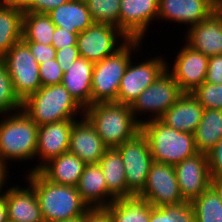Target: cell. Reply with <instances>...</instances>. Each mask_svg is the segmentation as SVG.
I'll use <instances>...</instances> for the list:
<instances>
[{
    "mask_svg": "<svg viewBox=\"0 0 222 222\" xmlns=\"http://www.w3.org/2000/svg\"><path fill=\"white\" fill-rule=\"evenodd\" d=\"M186 44L210 57L222 54V15L213 12L202 22L189 27Z\"/></svg>",
    "mask_w": 222,
    "mask_h": 222,
    "instance_id": "cell-19",
    "label": "cell"
},
{
    "mask_svg": "<svg viewBox=\"0 0 222 222\" xmlns=\"http://www.w3.org/2000/svg\"><path fill=\"white\" fill-rule=\"evenodd\" d=\"M0 222H8L7 205L3 191H0Z\"/></svg>",
    "mask_w": 222,
    "mask_h": 222,
    "instance_id": "cell-44",
    "label": "cell"
},
{
    "mask_svg": "<svg viewBox=\"0 0 222 222\" xmlns=\"http://www.w3.org/2000/svg\"><path fill=\"white\" fill-rule=\"evenodd\" d=\"M79 33H72L70 30L55 27V32L52 38V46L56 49H62L67 46H76L77 35Z\"/></svg>",
    "mask_w": 222,
    "mask_h": 222,
    "instance_id": "cell-39",
    "label": "cell"
},
{
    "mask_svg": "<svg viewBox=\"0 0 222 222\" xmlns=\"http://www.w3.org/2000/svg\"><path fill=\"white\" fill-rule=\"evenodd\" d=\"M167 63V69L158 77V79L149 85L130 106L135 120L142 125L144 120L136 117L141 113H149V120L160 119L163 114L176 102L184 93L179 84L169 73L170 65ZM140 112V113H139Z\"/></svg>",
    "mask_w": 222,
    "mask_h": 222,
    "instance_id": "cell-9",
    "label": "cell"
},
{
    "mask_svg": "<svg viewBox=\"0 0 222 222\" xmlns=\"http://www.w3.org/2000/svg\"><path fill=\"white\" fill-rule=\"evenodd\" d=\"M85 165L78 156L66 152L50 159L38 171L52 183L77 187Z\"/></svg>",
    "mask_w": 222,
    "mask_h": 222,
    "instance_id": "cell-24",
    "label": "cell"
},
{
    "mask_svg": "<svg viewBox=\"0 0 222 222\" xmlns=\"http://www.w3.org/2000/svg\"><path fill=\"white\" fill-rule=\"evenodd\" d=\"M106 149L96 129L85 116L74 121L68 152L78 156L85 164H98Z\"/></svg>",
    "mask_w": 222,
    "mask_h": 222,
    "instance_id": "cell-17",
    "label": "cell"
},
{
    "mask_svg": "<svg viewBox=\"0 0 222 222\" xmlns=\"http://www.w3.org/2000/svg\"><path fill=\"white\" fill-rule=\"evenodd\" d=\"M211 187L218 194L219 199L222 202V178H213V179H211Z\"/></svg>",
    "mask_w": 222,
    "mask_h": 222,
    "instance_id": "cell-45",
    "label": "cell"
},
{
    "mask_svg": "<svg viewBox=\"0 0 222 222\" xmlns=\"http://www.w3.org/2000/svg\"><path fill=\"white\" fill-rule=\"evenodd\" d=\"M205 81L213 84H222V54L209 57Z\"/></svg>",
    "mask_w": 222,
    "mask_h": 222,
    "instance_id": "cell-41",
    "label": "cell"
},
{
    "mask_svg": "<svg viewBox=\"0 0 222 222\" xmlns=\"http://www.w3.org/2000/svg\"><path fill=\"white\" fill-rule=\"evenodd\" d=\"M23 12L20 7L0 4V59L22 40Z\"/></svg>",
    "mask_w": 222,
    "mask_h": 222,
    "instance_id": "cell-27",
    "label": "cell"
},
{
    "mask_svg": "<svg viewBox=\"0 0 222 222\" xmlns=\"http://www.w3.org/2000/svg\"><path fill=\"white\" fill-rule=\"evenodd\" d=\"M214 12L222 15V0H213Z\"/></svg>",
    "mask_w": 222,
    "mask_h": 222,
    "instance_id": "cell-48",
    "label": "cell"
},
{
    "mask_svg": "<svg viewBox=\"0 0 222 222\" xmlns=\"http://www.w3.org/2000/svg\"><path fill=\"white\" fill-rule=\"evenodd\" d=\"M209 57L189 45L182 46L169 72L184 93H191L207 75Z\"/></svg>",
    "mask_w": 222,
    "mask_h": 222,
    "instance_id": "cell-14",
    "label": "cell"
},
{
    "mask_svg": "<svg viewBox=\"0 0 222 222\" xmlns=\"http://www.w3.org/2000/svg\"><path fill=\"white\" fill-rule=\"evenodd\" d=\"M55 222H83V217L73 218L69 220L55 221Z\"/></svg>",
    "mask_w": 222,
    "mask_h": 222,
    "instance_id": "cell-49",
    "label": "cell"
},
{
    "mask_svg": "<svg viewBox=\"0 0 222 222\" xmlns=\"http://www.w3.org/2000/svg\"><path fill=\"white\" fill-rule=\"evenodd\" d=\"M183 200L191 202L211 186L207 153L198 152L174 165Z\"/></svg>",
    "mask_w": 222,
    "mask_h": 222,
    "instance_id": "cell-13",
    "label": "cell"
},
{
    "mask_svg": "<svg viewBox=\"0 0 222 222\" xmlns=\"http://www.w3.org/2000/svg\"><path fill=\"white\" fill-rule=\"evenodd\" d=\"M5 117L0 120V164L7 170V160L35 159L38 126L22 109Z\"/></svg>",
    "mask_w": 222,
    "mask_h": 222,
    "instance_id": "cell-4",
    "label": "cell"
},
{
    "mask_svg": "<svg viewBox=\"0 0 222 222\" xmlns=\"http://www.w3.org/2000/svg\"><path fill=\"white\" fill-rule=\"evenodd\" d=\"M94 23L110 24L119 29L121 0H85Z\"/></svg>",
    "mask_w": 222,
    "mask_h": 222,
    "instance_id": "cell-33",
    "label": "cell"
},
{
    "mask_svg": "<svg viewBox=\"0 0 222 222\" xmlns=\"http://www.w3.org/2000/svg\"><path fill=\"white\" fill-rule=\"evenodd\" d=\"M81 199L90 209L105 208L115 198L108 192L99 164H86L77 185Z\"/></svg>",
    "mask_w": 222,
    "mask_h": 222,
    "instance_id": "cell-22",
    "label": "cell"
},
{
    "mask_svg": "<svg viewBox=\"0 0 222 222\" xmlns=\"http://www.w3.org/2000/svg\"><path fill=\"white\" fill-rule=\"evenodd\" d=\"M213 12V0H159L157 19L192 26Z\"/></svg>",
    "mask_w": 222,
    "mask_h": 222,
    "instance_id": "cell-18",
    "label": "cell"
},
{
    "mask_svg": "<svg viewBox=\"0 0 222 222\" xmlns=\"http://www.w3.org/2000/svg\"><path fill=\"white\" fill-rule=\"evenodd\" d=\"M153 206L137 196L115 199L104 209L112 222H149L150 210Z\"/></svg>",
    "mask_w": 222,
    "mask_h": 222,
    "instance_id": "cell-29",
    "label": "cell"
},
{
    "mask_svg": "<svg viewBox=\"0 0 222 222\" xmlns=\"http://www.w3.org/2000/svg\"><path fill=\"white\" fill-rule=\"evenodd\" d=\"M149 222H196L191 202L152 207Z\"/></svg>",
    "mask_w": 222,
    "mask_h": 222,
    "instance_id": "cell-32",
    "label": "cell"
},
{
    "mask_svg": "<svg viewBox=\"0 0 222 222\" xmlns=\"http://www.w3.org/2000/svg\"><path fill=\"white\" fill-rule=\"evenodd\" d=\"M69 0H31L24 8V11L36 13H49L51 10L67 3Z\"/></svg>",
    "mask_w": 222,
    "mask_h": 222,
    "instance_id": "cell-42",
    "label": "cell"
},
{
    "mask_svg": "<svg viewBox=\"0 0 222 222\" xmlns=\"http://www.w3.org/2000/svg\"><path fill=\"white\" fill-rule=\"evenodd\" d=\"M12 80L15 94L23 102L41 88L39 63L21 40L15 43L1 58Z\"/></svg>",
    "mask_w": 222,
    "mask_h": 222,
    "instance_id": "cell-8",
    "label": "cell"
},
{
    "mask_svg": "<svg viewBox=\"0 0 222 222\" xmlns=\"http://www.w3.org/2000/svg\"><path fill=\"white\" fill-rule=\"evenodd\" d=\"M8 170H6L1 164H0V191L3 190V186H5L6 183V177L8 176L7 174L9 172H7Z\"/></svg>",
    "mask_w": 222,
    "mask_h": 222,
    "instance_id": "cell-47",
    "label": "cell"
},
{
    "mask_svg": "<svg viewBox=\"0 0 222 222\" xmlns=\"http://www.w3.org/2000/svg\"><path fill=\"white\" fill-rule=\"evenodd\" d=\"M30 49L35 60L41 64L55 59L56 49L52 45H44L37 42H24Z\"/></svg>",
    "mask_w": 222,
    "mask_h": 222,
    "instance_id": "cell-38",
    "label": "cell"
},
{
    "mask_svg": "<svg viewBox=\"0 0 222 222\" xmlns=\"http://www.w3.org/2000/svg\"><path fill=\"white\" fill-rule=\"evenodd\" d=\"M83 222H112V220L104 208H94L83 216Z\"/></svg>",
    "mask_w": 222,
    "mask_h": 222,
    "instance_id": "cell-43",
    "label": "cell"
},
{
    "mask_svg": "<svg viewBox=\"0 0 222 222\" xmlns=\"http://www.w3.org/2000/svg\"><path fill=\"white\" fill-rule=\"evenodd\" d=\"M191 94L204 109L222 110V84L204 81Z\"/></svg>",
    "mask_w": 222,
    "mask_h": 222,
    "instance_id": "cell-35",
    "label": "cell"
},
{
    "mask_svg": "<svg viewBox=\"0 0 222 222\" xmlns=\"http://www.w3.org/2000/svg\"><path fill=\"white\" fill-rule=\"evenodd\" d=\"M106 180L108 192L115 199L127 198L125 165L116 148H107L98 162Z\"/></svg>",
    "mask_w": 222,
    "mask_h": 222,
    "instance_id": "cell-26",
    "label": "cell"
},
{
    "mask_svg": "<svg viewBox=\"0 0 222 222\" xmlns=\"http://www.w3.org/2000/svg\"><path fill=\"white\" fill-rule=\"evenodd\" d=\"M140 39H128L114 54L94 64L91 86V104L117 102L118 90L124 72L134 57L131 53L141 48ZM133 50V51H132Z\"/></svg>",
    "mask_w": 222,
    "mask_h": 222,
    "instance_id": "cell-6",
    "label": "cell"
},
{
    "mask_svg": "<svg viewBox=\"0 0 222 222\" xmlns=\"http://www.w3.org/2000/svg\"><path fill=\"white\" fill-rule=\"evenodd\" d=\"M141 132L148 140L155 162L175 165L198 153L192 133L177 131L160 119L145 120Z\"/></svg>",
    "mask_w": 222,
    "mask_h": 222,
    "instance_id": "cell-5",
    "label": "cell"
},
{
    "mask_svg": "<svg viewBox=\"0 0 222 222\" xmlns=\"http://www.w3.org/2000/svg\"><path fill=\"white\" fill-rule=\"evenodd\" d=\"M56 27L80 33L94 24L85 0H69L47 13Z\"/></svg>",
    "mask_w": 222,
    "mask_h": 222,
    "instance_id": "cell-25",
    "label": "cell"
},
{
    "mask_svg": "<svg viewBox=\"0 0 222 222\" xmlns=\"http://www.w3.org/2000/svg\"><path fill=\"white\" fill-rule=\"evenodd\" d=\"M84 116L107 148H117L141 131L131 107L118 102L91 104L84 109Z\"/></svg>",
    "mask_w": 222,
    "mask_h": 222,
    "instance_id": "cell-2",
    "label": "cell"
},
{
    "mask_svg": "<svg viewBox=\"0 0 222 222\" xmlns=\"http://www.w3.org/2000/svg\"><path fill=\"white\" fill-rule=\"evenodd\" d=\"M125 165L127 198L138 196L144 189L154 162L146 136L140 131L116 148Z\"/></svg>",
    "mask_w": 222,
    "mask_h": 222,
    "instance_id": "cell-7",
    "label": "cell"
},
{
    "mask_svg": "<svg viewBox=\"0 0 222 222\" xmlns=\"http://www.w3.org/2000/svg\"><path fill=\"white\" fill-rule=\"evenodd\" d=\"M165 60L159 56L139 64L130 60L121 79L117 102L131 106L137 97L167 69Z\"/></svg>",
    "mask_w": 222,
    "mask_h": 222,
    "instance_id": "cell-12",
    "label": "cell"
},
{
    "mask_svg": "<svg viewBox=\"0 0 222 222\" xmlns=\"http://www.w3.org/2000/svg\"><path fill=\"white\" fill-rule=\"evenodd\" d=\"M204 108L191 93H183L160 120L177 131L194 133Z\"/></svg>",
    "mask_w": 222,
    "mask_h": 222,
    "instance_id": "cell-21",
    "label": "cell"
},
{
    "mask_svg": "<svg viewBox=\"0 0 222 222\" xmlns=\"http://www.w3.org/2000/svg\"><path fill=\"white\" fill-rule=\"evenodd\" d=\"M31 0H2L3 4L24 8Z\"/></svg>",
    "mask_w": 222,
    "mask_h": 222,
    "instance_id": "cell-46",
    "label": "cell"
},
{
    "mask_svg": "<svg viewBox=\"0 0 222 222\" xmlns=\"http://www.w3.org/2000/svg\"><path fill=\"white\" fill-rule=\"evenodd\" d=\"M193 135L197 151L208 153L222 138V110L204 109Z\"/></svg>",
    "mask_w": 222,
    "mask_h": 222,
    "instance_id": "cell-28",
    "label": "cell"
},
{
    "mask_svg": "<svg viewBox=\"0 0 222 222\" xmlns=\"http://www.w3.org/2000/svg\"><path fill=\"white\" fill-rule=\"evenodd\" d=\"M20 109H22V101L15 94L7 68L0 59V115H7Z\"/></svg>",
    "mask_w": 222,
    "mask_h": 222,
    "instance_id": "cell-34",
    "label": "cell"
},
{
    "mask_svg": "<svg viewBox=\"0 0 222 222\" xmlns=\"http://www.w3.org/2000/svg\"><path fill=\"white\" fill-rule=\"evenodd\" d=\"M27 177L36 193L44 222L83 217L90 210L77 187L52 183L39 171L29 172Z\"/></svg>",
    "mask_w": 222,
    "mask_h": 222,
    "instance_id": "cell-1",
    "label": "cell"
},
{
    "mask_svg": "<svg viewBox=\"0 0 222 222\" xmlns=\"http://www.w3.org/2000/svg\"><path fill=\"white\" fill-rule=\"evenodd\" d=\"M6 191V192H5ZM8 222H44L36 193L31 185L4 190Z\"/></svg>",
    "mask_w": 222,
    "mask_h": 222,
    "instance_id": "cell-20",
    "label": "cell"
},
{
    "mask_svg": "<svg viewBox=\"0 0 222 222\" xmlns=\"http://www.w3.org/2000/svg\"><path fill=\"white\" fill-rule=\"evenodd\" d=\"M191 204L196 222H222V202L211 186Z\"/></svg>",
    "mask_w": 222,
    "mask_h": 222,
    "instance_id": "cell-31",
    "label": "cell"
},
{
    "mask_svg": "<svg viewBox=\"0 0 222 222\" xmlns=\"http://www.w3.org/2000/svg\"><path fill=\"white\" fill-rule=\"evenodd\" d=\"M80 57L77 46H67L62 49L56 50L55 59L65 72L71 66V64Z\"/></svg>",
    "mask_w": 222,
    "mask_h": 222,
    "instance_id": "cell-40",
    "label": "cell"
},
{
    "mask_svg": "<svg viewBox=\"0 0 222 222\" xmlns=\"http://www.w3.org/2000/svg\"><path fill=\"white\" fill-rule=\"evenodd\" d=\"M153 207L184 203L174 165L153 162L143 191L137 196Z\"/></svg>",
    "mask_w": 222,
    "mask_h": 222,
    "instance_id": "cell-11",
    "label": "cell"
},
{
    "mask_svg": "<svg viewBox=\"0 0 222 222\" xmlns=\"http://www.w3.org/2000/svg\"><path fill=\"white\" fill-rule=\"evenodd\" d=\"M94 62L77 58L64 72L61 84L83 108L91 105V86Z\"/></svg>",
    "mask_w": 222,
    "mask_h": 222,
    "instance_id": "cell-23",
    "label": "cell"
},
{
    "mask_svg": "<svg viewBox=\"0 0 222 222\" xmlns=\"http://www.w3.org/2000/svg\"><path fill=\"white\" fill-rule=\"evenodd\" d=\"M77 119H67L50 124L38 126L36 156L41 162L32 171H38L50 159L68 152L70 132L74 121Z\"/></svg>",
    "mask_w": 222,
    "mask_h": 222,
    "instance_id": "cell-16",
    "label": "cell"
},
{
    "mask_svg": "<svg viewBox=\"0 0 222 222\" xmlns=\"http://www.w3.org/2000/svg\"><path fill=\"white\" fill-rule=\"evenodd\" d=\"M64 72L56 59L39 64V77L41 86L61 84Z\"/></svg>",
    "mask_w": 222,
    "mask_h": 222,
    "instance_id": "cell-36",
    "label": "cell"
},
{
    "mask_svg": "<svg viewBox=\"0 0 222 222\" xmlns=\"http://www.w3.org/2000/svg\"><path fill=\"white\" fill-rule=\"evenodd\" d=\"M158 4L159 0H121L119 29L128 39L144 40L147 27L157 20Z\"/></svg>",
    "mask_w": 222,
    "mask_h": 222,
    "instance_id": "cell-15",
    "label": "cell"
},
{
    "mask_svg": "<svg viewBox=\"0 0 222 222\" xmlns=\"http://www.w3.org/2000/svg\"><path fill=\"white\" fill-rule=\"evenodd\" d=\"M22 110L37 126L84 116V109L62 84L39 88L22 102Z\"/></svg>",
    "mask_w": 222,
    "mask_h": 222,
    "instance_id": "cell-3",
    "label": "cell"
},
{
    "mask_svg": "<svg viewBox=\"0 0 222 222\" xmlns=\"http://www.w3.org/2000/svg\"><path fill=\"white\" fill-rule=\"evenodd\" d=\"M126 41L128 37L116 26L94 23L77 35L76 46L80 57L96 63L114 54Z\"/></svg>",
    "mask_w": 222,
    "mask_h": 222,
    "instance_id": "cell-10",
    "label": "cell"
},
{
    "mask_svg": "<svg viewBox=\"0 0 222 222\" xmlns=\"http://www.w3.org/2000/svg\"><path fill=\"white\" fill-rule=\"evenodd\" d=\"M55 25L46 13L23 12L22 41L52 45Z\"/></svg>",
    "mask_w": 222,
    "mask_h": 222,
    "instance_id": "cell-30",
    "label": "cell"
},
{
    "mask_svg": "<svg viewBox=\"0 0 222 222\" xmlns=\"http://www.w3.org/2000/svg\"><path fill=\"white\" fill-rule=\"evenodd\" d=\"M211 179L222 178V138L207 153Z\"/></svg>",
    "mask_w": 222,
    "mask_h": 222,
    "instance_id": "cell-37",
    "label": "cell"
}]
</instances>
